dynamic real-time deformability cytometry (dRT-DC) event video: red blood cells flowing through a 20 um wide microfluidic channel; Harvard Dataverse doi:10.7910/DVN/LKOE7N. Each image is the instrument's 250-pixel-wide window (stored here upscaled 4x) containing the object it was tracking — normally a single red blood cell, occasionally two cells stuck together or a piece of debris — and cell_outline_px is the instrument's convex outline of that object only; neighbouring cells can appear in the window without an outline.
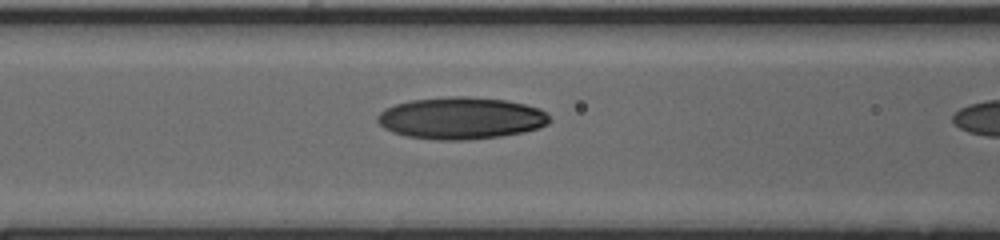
{"species": "human", "species_latin": "Homo sapiens", "temperature_condition": "cold", "stored_images_in_passage": 26, "camera_frame_rate_fps": 3000, "um_per_image_px": 0.085, "donor": {"sex": "male"}, "frame": {"image": 1, "passage_image": 19, "time_ms": 6.0, "image_size_px": [1000, 240], "cell_outline_px": [[552, 120], [548, 124], [540, 128], [524, 132], [500, 136], [464, 140], [436, 140], [404, 136], [392, 132], [384, 128], [376, 120], [376, 116], [384, 108], [396, 104], [412, 100], [452, 96], [468, 96], [504, 100], [524, 104], [540, 108]], "centroid_in_image_um": [39.17, 10.05], "position_along_channel_um": 127.4, "area_um2": 42.25}}
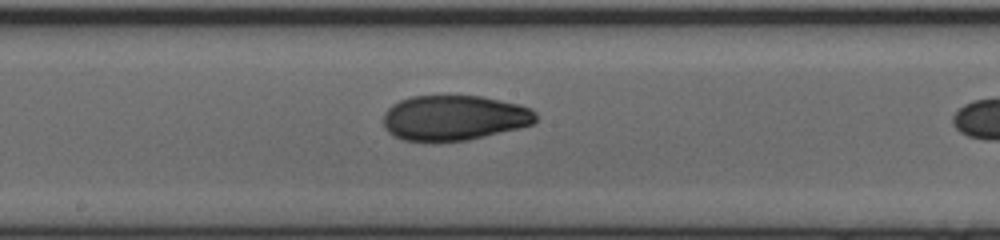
{"frame": {"image": 2, "passage_image": 25, "time_ms": 8.0, "image_size_px": [1000, 240], "cell_outline_px": [[536, 120], [532, 124], [520, 128], [468, 140], [436, 144], [404, 140], [392, 136], [384, 128], [384, 112], [392, 104], [400, 100], [412, 96], [480, 96], [520, 104], [532, 108], [536, 112]], "centroid_in_image_um": [38.58, 10.05], "position_along_channel_um": 209.6, "area_um2": 40.98}}